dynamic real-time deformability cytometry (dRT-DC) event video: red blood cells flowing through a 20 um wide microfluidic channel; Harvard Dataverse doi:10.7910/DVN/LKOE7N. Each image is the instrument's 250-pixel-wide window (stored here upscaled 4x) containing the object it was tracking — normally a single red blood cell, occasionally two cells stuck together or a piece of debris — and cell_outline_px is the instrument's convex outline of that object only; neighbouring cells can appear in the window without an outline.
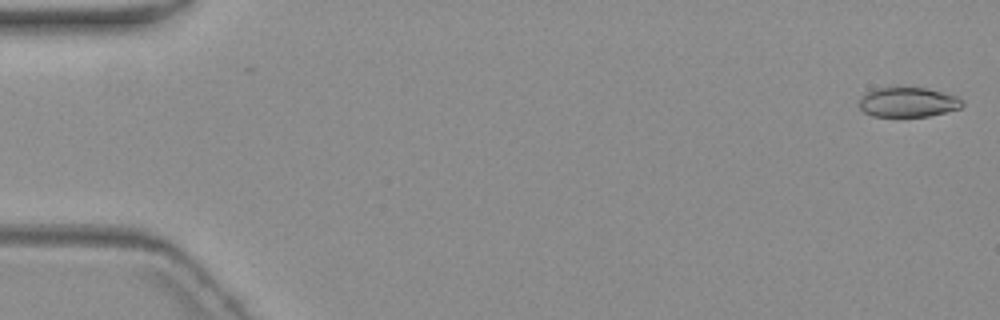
{"species": "common noctule bat (a hibernating species)", "species_latin": "Nyctalus noctula", "temperature_condition": "warm", "stored_images_in_passage": 3, "camera_frame_rate_fps": 3000, "um_per_image_px": 0.085, "animal": {"sex": "female", "body_mass_g": 19.3, "forearm_length_mm": 54.1}, "frame": {"image": 1, "passage_image": 1, "time_ms": 0.0, "image_size_px": [1000, 320], "cell_outline_px": [[964, 104], [960, 108], [928, 116], [872, 116], [864, 112], [860, 108], [860, 100], [872, 88], [924, 88], [956, 96], [964, 100]], "centroid_in_image_um": [77.19, 8.69], "position_along_channel_um": 7.8, "area_um2": 17.51}}